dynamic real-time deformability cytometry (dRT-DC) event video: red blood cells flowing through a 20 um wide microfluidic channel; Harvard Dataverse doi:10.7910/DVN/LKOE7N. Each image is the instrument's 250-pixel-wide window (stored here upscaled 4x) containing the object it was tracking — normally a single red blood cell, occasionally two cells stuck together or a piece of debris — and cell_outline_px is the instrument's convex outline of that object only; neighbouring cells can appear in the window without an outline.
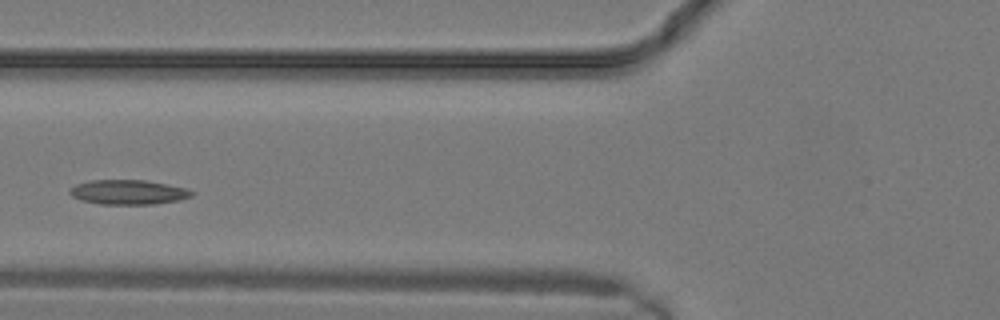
{"species": "common noctule bat (a hibernating species)", "species_latin": "Nyctalus noctula", "temperature_condition": "warm", "stored_images_in_passage": 11, "camera_frame_rate_fps": 3000, "um_per_image_px": 0.085, "animal": {"sex": "male", "body_mass_g": 19.2, "forearm_length_mm": 51.8}, "frame": {"image": 1, "passage_image": 7, "time_ms": 2.0, "image_size_px": [1000, 320], "cell_outline_px": [[196, 192], [192, 196], [180, 200], [152, 204], [100, 204], [80, 200], [72, 196], [68, 192], [76, 184], [88, 180], [144, 180], [168, 184], [184, 188]], "centroid_in_image_um": [10.9, 16.33], "position_along_channel_um": 114.9, "area_um2": 17.51}}
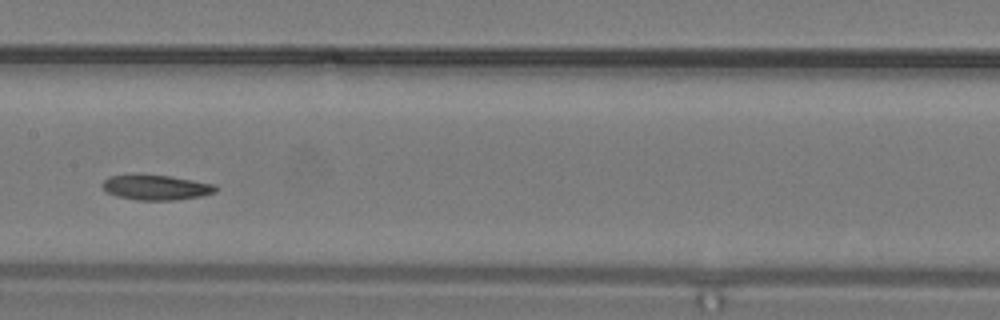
{"frame": {"image": 2, "passage_image": 10, "time_ms": 3.0, "image_size_px": [1000, 320], "cell_outline_px": [[220, 188], [216, 192], [204, 196], [176, 200], [136, 200], [116, 196], [108, 192], [100, 184], [108, 176], [136, 172], [172, 176], [216, 184]], "centroid_in_image_um": [13.28, 15.89], "position_along_channel_um": 194.1, "area_um2": 17.4}}